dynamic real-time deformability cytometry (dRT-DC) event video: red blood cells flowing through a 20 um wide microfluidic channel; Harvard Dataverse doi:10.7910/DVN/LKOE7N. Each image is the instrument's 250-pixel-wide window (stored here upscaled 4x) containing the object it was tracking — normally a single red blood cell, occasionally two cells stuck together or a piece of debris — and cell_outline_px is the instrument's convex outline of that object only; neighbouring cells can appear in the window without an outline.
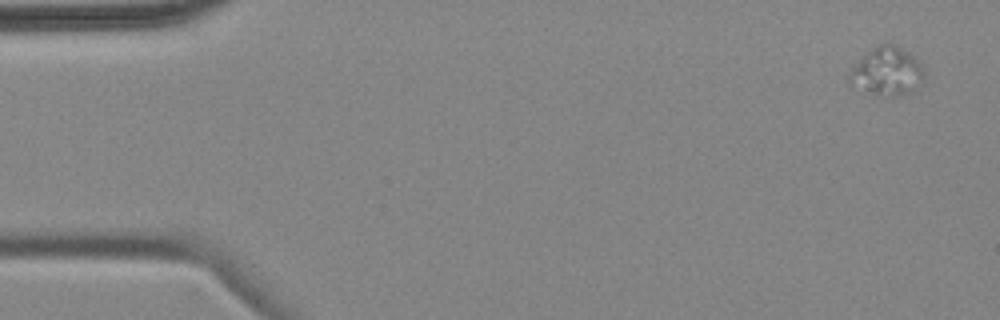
{"species": "common noctule bat (a hibernating species)", "species_latin": "Nyctalus noctula", "temperature_condition": "cold", "stored_images_in_passage": 4, "camera_frame_rate_fps": 3000, "um_per_image_px": 0.085, "animal": {"sex": "female", "body_mass_g": 18.4}, "frame": {"image": 1, "passage_image": 1, "time_ms": 0.0, "image_size_px": [1000, 320], "cell_outline_px": [[924, 76], [912, 92], [900, 96], [876, 96], [848, 84], [848, 76], [852, 68], [868, 52], [880, 44], [892, 44], [908, 52], [924, 68]], "centroid_in_image_um": [75.37, 6.12], "position_along_channel_um": 9.6, "area_um2": 20.81}}
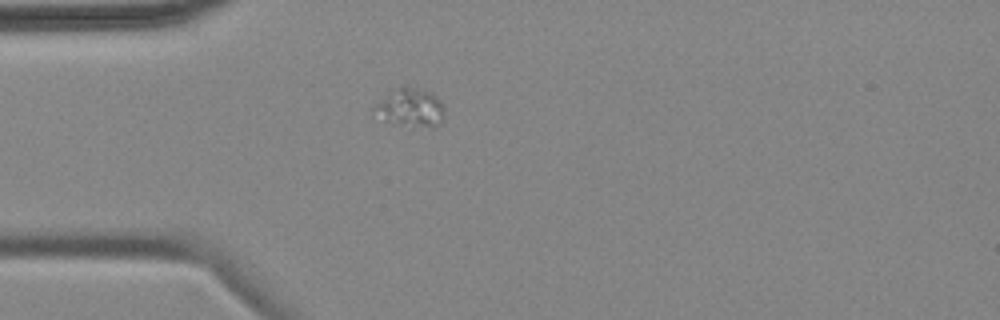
{"frame": {"image": 2, "passage_image": 4, "time_ms": 4.333, "image_size_px": [1000, 320], "cell_outline_px": [[444, 116], [440, 124], [412, 128], [392, 124], [372, 116], [372, 108], [376, 104], [400, 88], [416, 88], [432, 92], [440, 100], [444, 108]], "centroid_in_image_um": [34.87, 9.23], "position_along_channel_um": 50.1, "area_um2": 15.66}}